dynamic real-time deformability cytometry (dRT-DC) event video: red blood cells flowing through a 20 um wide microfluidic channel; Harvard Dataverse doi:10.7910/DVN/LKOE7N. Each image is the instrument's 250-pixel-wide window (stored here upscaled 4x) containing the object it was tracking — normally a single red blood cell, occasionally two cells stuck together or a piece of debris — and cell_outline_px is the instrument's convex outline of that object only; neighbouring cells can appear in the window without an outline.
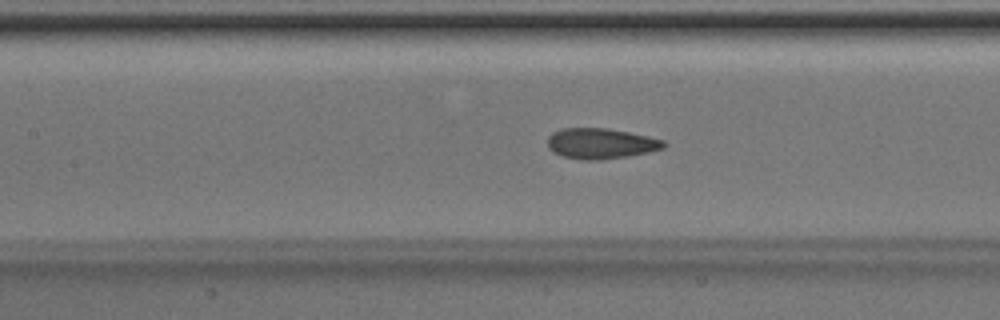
{"species": "Egyptian fruit bat (a non-hibernating species)", "species_latin": "Rousettus aegyptiacus", "temperature_condition": "room temperature", "stored_images_in_passage": 39, "camera_frame_rate_fps": 3000, "um_per_image_px": 0.085, "animal": {"sex": "male"}, "frame": {"image": 1, "passage_image": 21, "time_ms": 6.667, "image_size_px": [1000, 320], "cell_outline_px": [[668, 144], [664, 148], [648, 152], [628, 156], [600, 160], [580, 160], [564, 156], [552, 152], [548, 148], [548, 136], [552, 132], [560, 128], [608, 128], [648, 136], [664, 140]], "centroid_in_image_um": [51.06, 12.2], "position_along_channel_um": 156.3, "area_um2": 20.87}}
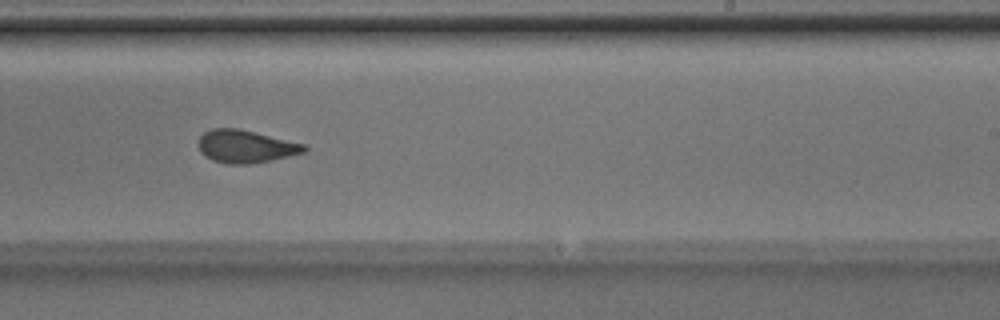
{"frame": {"image": 2, "passage_image": 29, "time_ms": 9.333, "image_size_px": [1000, 320], "cell_outline_px": [[308, 152], [272, 160], [248, 164], [228, 164], [212, 160], [204, 156], [200, 152], [196, 144], [200, 136], [204, 132], [212, 128], [236, 128], [304, 144], [308, 148]], "centroid_in_image_um": [20.85, 12.46], "position_along_channel_um": 268.2, "area_um2": 20.29}}
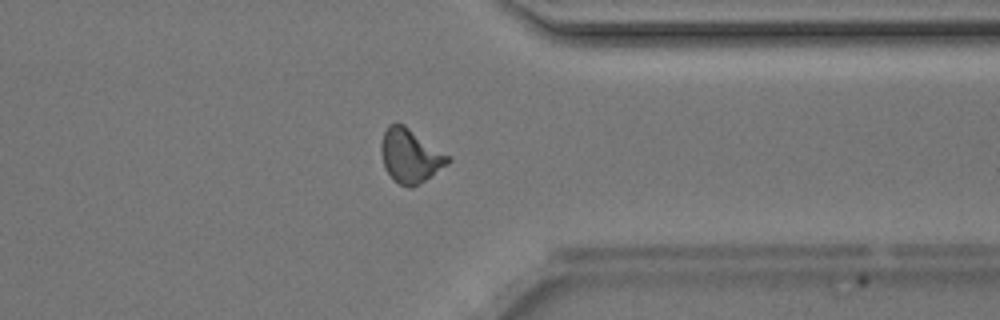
{"frame": {"image": 3, "passage_image": 37, "time_ms": 12.0, "image_size_px": [1000, 320], "cell_outline_px": [[452, 160], [448, 164], [420, 184], [412, 188], [400, 184], [392, 180], [384, 168], [380, 152], [380, 144], [384, 132], [388, 124], [396, 120], [404, 124], [452, 156]], "centroid_in_image_um": [34.87, 13.22], "position_along_channel_um": 376.5, "area_um2": 21.62}}